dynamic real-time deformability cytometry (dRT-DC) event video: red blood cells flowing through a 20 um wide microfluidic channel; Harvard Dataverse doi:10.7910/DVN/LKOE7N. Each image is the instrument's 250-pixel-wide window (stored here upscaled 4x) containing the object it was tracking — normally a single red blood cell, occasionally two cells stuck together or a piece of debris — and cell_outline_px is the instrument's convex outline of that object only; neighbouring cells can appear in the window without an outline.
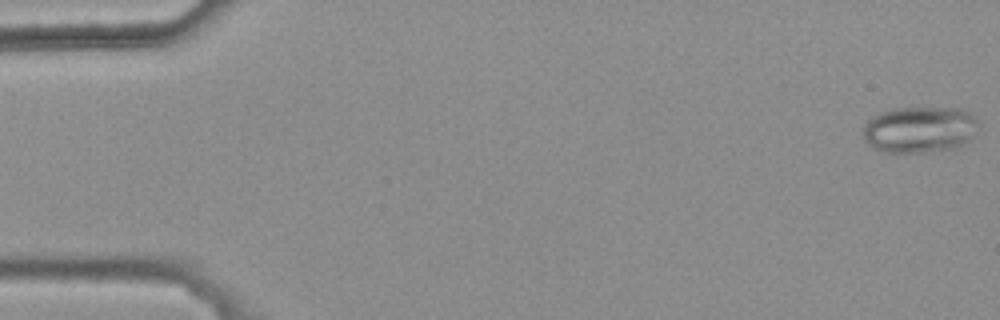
{"species": "common noctule bat (a hibernating species)", "species_latin": "Nyctalus noctula", "temperature_condition": "warm", "stored_images_in_passage": 49, "camera_frame_rate_fps": 3000, "um_per_image_px": 0.085, "animal": {"sex": "female", "body_mass_g": 25.1}, "frame": {"image": 1, "passage_image": 1, "time_ms": 0.0, "image_size_px": [1000, 320], "cell_outline_px": [[980, 120], [972, 136], [964, 144], [952, 148], [924, 152], [888, 152], [876, 148], [868, 144], [864, 140], [864, 124], [872, 116], [880, 112], [892, 108], [960, 108], [972, 112]], "centroid_in_image_um": [78.19, 10.98], "position_along_channel_um": 6.8, "area_um2": 31.21}}
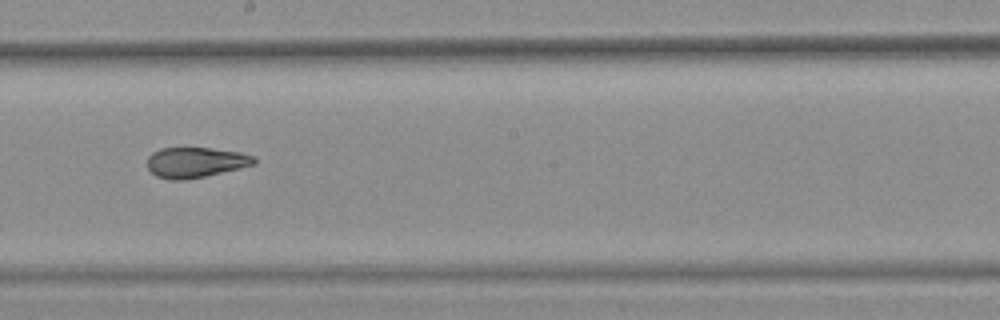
{"frame": {"image": 2, "passage_image": 31, "time_ms": 10.0, "image_size_px": [1000, 320], "cell_outline_px": [[256, 164], [240, 168], [204, 176], [184, 180], [172, 180], [156, 176], [148, 168], [148, 156], [152, 152], [160, 148], [212, 148], [240, 152], [252, 156], [256, 160]], "centroid_in_image_um": [16.61, 13.79], "position_along_channel_um": 231.6, "area_um2": 18.79}}
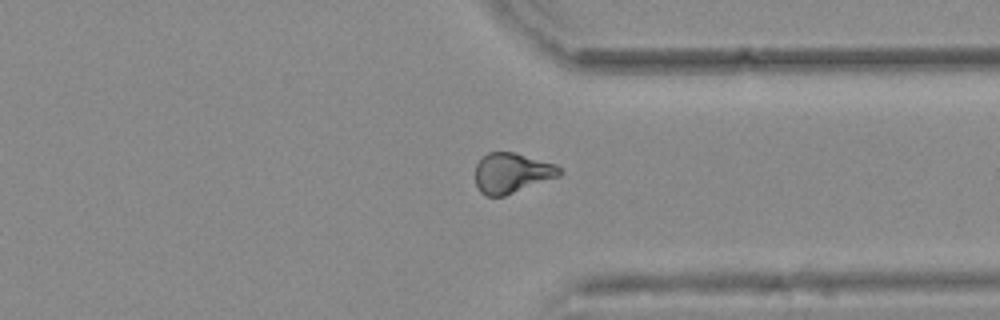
{"frame": {"image": 3, "passage_image": 42, "time_ms": 13.667, "image_size_px": [1000, 320], "cell_outline_px": [[564, 172], [560, 176], [504, 196], [484, 196], [480, 192], [476, 184], [476, 164], [488, 152], [516, 152], [556, 164]], "centroid_in_image_um": [43.53, 14.7], "position_along_channel_um": 367.9, "area_um2": 19.83}, "authors_computed_cell_mechanics": {"area_um2": 19.8832, "velocity_mm_per_s": 3.731, "shape_relaxation_time_tau1_ms": null, "shape_relaxation_time_tau2_ms": 2.7082, "deformation_change_tau1": null, "deformation_change_tau2": 0.0709}}